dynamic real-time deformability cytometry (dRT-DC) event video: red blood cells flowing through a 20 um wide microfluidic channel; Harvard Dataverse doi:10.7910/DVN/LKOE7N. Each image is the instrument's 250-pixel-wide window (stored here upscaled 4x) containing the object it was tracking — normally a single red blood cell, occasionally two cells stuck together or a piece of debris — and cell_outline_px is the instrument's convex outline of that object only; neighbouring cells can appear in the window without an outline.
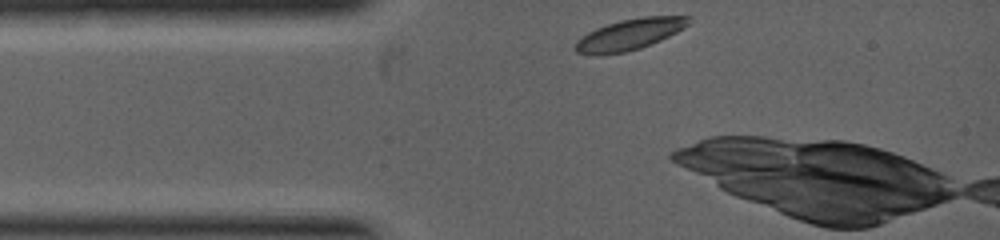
{"species": "common noctule bat (a hibernating species)", "species_latin": "Nyctalus noctula", "temperature_condition": "warm", "stored_images_in_passage": 6, "segment_of_instrument_passage": [2, 2], "camera_frame_rate_fps": 5000, "um_per_image_px": 0.085, "animal": {"sex": "female", "body_mass_g": 19.0, "forearm_length_mm": 53.3}, "frame": {"image": 1, "passage_image": 6, "time_ms": 2.0, "image_size_px": [1000, 240], "cell_outline_px": [[692, 20], [684, 28], [660, 40], [640, 48], [624, 52], [600, 56], [588, 56], [576, 52], [572, 48], [576, 40], [580, 36], [596, 28], [620, 20], [644, 16], [692, 16]], "centroid_in_image_um": [53.44, 2.95], "position_along_channel_um": 31.6, "area_um2": 20.87}}